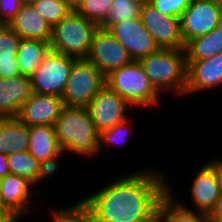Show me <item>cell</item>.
Wrapping results in <instances>:
<instances>
[{
    "mask_svg": "<svg viewBox=\"0 0 222 222\" xmlns=\"http://www.w3.org/2000/svg\"><path fill=\"white\" fill-rule=\"evenodd\" d=\"M111 7L105 21L99 26L107 30L119 21L140 17L142 3L137 0H112Z\"/></svg>",
    "mask_w": 222,
    "mask_h": 222,
    "instance_id": "cb8c5ba5",
    "label": "cell"
},
{
    "mask_svg": "<svg viewBox=\"0 0 222 222\" xmlns=\"http://www.w3.org/2000/svg\"><path fill=\"white\" fill-rule=\"evenodd\" d=\"M22 5L32 4L35 0H19Z\"/></svg>",
    "mask_w": 222,
    "mask_h": 222,
    "instance_id": "ab89813d",
    "label": "cell"
},
{
    "mask_svg": "<svg viewBox=\"0 0 222 222\" xmlns=\"http://www.w3.org/2000/svg\"><path fill=\"white\" fill-rule=\"evenodd\" d=\"M210 222H222V194H220L213 210L208 215Z\"/></svg>",
    "mask_w": 222,
    "mask_h": 222,
    "instance_id": "e575fe53",
    "label": "cell"
},
{
    "mask_svg": "<svg viewBox=\"0 0 222 222\" xmlns=\"http://www.w3.org/2000/svg\"><path fill=\"white\" fill-rule=\"evenodd\" d=\"M222 22V7L214 0H191L180 18L181 36L190 40L209 33Z\"/></svg>",
    "mask_w": 222,
    "mask_h": 222,
    "instance_id": "ba28073f",
    "label": "cell"
},
{
    "mask_svg": "<svg viewBox=\"0 0 222 222\" xmlns=\"http://www.w3.org/2000/svg\"><path fill=\"white\" fill-rule=\"evenodd\" d=\"M222 86V52L199 61H187L185 95Z\"/></svg>",
    "mask_w": 222,
    "mask_h": 222,
    "instance_id": "9a60e30c",
    "label": "cell"
},
{
    "mask_svg": "<svg viewBox=\"0 0 222 222\" xmlns=\"http://www.w3.org/2000/svg\"><path fill=\"white\" fill-rule=\"evenodd\" d=\"M7 25L21 39L50 42L52 27L35 11L32 4L22 5L20 11Z\"/></svg>",
    "mask_w": 222,
    "mask_h": 222,
    "instance_id": "ac0fdd59",
    "label": "cell"
},
{
    "mask_svg": "<svg viewBox=\"0 0 222 222\" xmlns=\"http://www.w3.org/2000/svg\"><path fill=\"white\" fill-rule=\"evenodd\" d=\"M130 173L81 199L97 222H149L156 217L168 193L164 173L151 168Z\"/></svg>",
    "mask_w": 222,
    "mask_h": 222,
    "instance_id": "6da1fadb",
    "label": "cell"
},
{
    "mask_svg": "<svg viewBox=\"0 0 222 222\" xmlns=\"http://www.w3.org/2000/svg\"><path fill=\"white\" fill-rule=\"evenodd\" d=\"M170 185L168 182V193L161 200L157 210L158 222H210L208 215L193 211L188 205L176 200L173 192L175 190Z\"/></svg>",
    "mask_w": 222,
    "mask_h": 222,
    "instance_id": "d6986e66",
    "label": "cell"
},
{
    "mask_svg": "<svg viewBox=\"0 0 222 222\" xmlns=\"http://www.w3.org/2000/svg\"><path fill=\"white\" fill-rule=\"evenodd\" d=\"M99 26L81 16L75 9L52 27L50 50L85 59L88 56L92 38Z\"/></svg>",
    "mask_w": 222,
    "mask_h": 222,
    "instance_id": "5b68a950",
    "label": "cell"
},
{
    "mask_svg": "<svg viewBox=\"0 0 222 222\" xmlns=\"http://www.w3.org/2000/svg\"><path fill=\"white\" fill-rule=\"evenodd\" d=\"M222 7V0H214Z\"/></svg>",
    "mask_w": 222,
    "mask_h": 222,
    "instance_id": "b9f144b4",
    "label": "cell"
},
{
    "mask_svg": "<svg viewBox=\"0 0 222 222\" xmlns=\"http://www.w3.org/2000/svg\"><path fill=\"white\" fill-rule=\"evenodd\" d=\"M62 148L56 140L54 125L29 127L28 152L38 161L59 155Z\"/></svg>",
    "mask_w": 222,
    "mask_h": 222,
    "instance_id": "44dd1931",
    "label": "cell"
},
{
    "mask_svg": "<svg viewBox=\"0 0 222 222\" xmlns=\"http://www.w3.org/2000/svg\"><path fill=\"white\" fill-rule=\"evenodd\" d=\"M197 171L190 187L191 202L196 208L193 211L209 215L221 194L217 159L208 161Z\"/></svg>",
    "mask_w": 222,
    "mask_h": 222,
    "instance_id": "5bb4252c",
    "label": "cell"
},
{
    "mask_svg": "<svg viewBox=\"0 0 222 222\" xmlns=\"http://www.w3.org/2000/svg\"><path fill=\"white\" fill-rule=\"evenodd\" d=\"M106 85L136 108L160 105V93L146 76L139 61H132L105 77Z\"/></svg>",
    "mask_w": 222,
    "mask_h": 222,
    "instance_id": "277c9868",
    "label": "cell"
},
{
    "mask_svg": "<svg viewBox=\"0 0 222 222\" xmlns=\"http://www.w3.org/2000/svg\"><path fill=\"white\" fill-rule=\"evenodd\" d=\"M32 6L51 27L55 26L74 9L66 0H35Z\"/></svg>",
    "mask_w": 222,
    "mask_h": 222,
    "instance_id": "d4e9b609",
    "label": "cell"
},
{
    "mask_svg": "<svg viewBox=\"0 0 222 222\" xmlns=\"http://www.w3.org/2000/svg\"><path fill=\"white\" fill-rule=\"evenodd\" d=\"M217 175L219 178L220 193L222 194V160L217 158Z\"/></svg>",
    "mask_w": 222,
    "mask_h": 222,
    "instance_id": "74e56055",
    "label": "cell"
},
{
    "mask_svg": "<svg viewBox=\"0 0 222 222\" xmlns=\"http://www.w3.org/2000/svg\"><path fill=\"white\" fill-rule=\"evenodd\" d=\"M10 174L26 177L32 183L35 181L39 162L28 152H18L7 155Z\"/></svg>",
    "mask_w": 222,
    "mask_h": 222,
    "instance_id": "484cf974",
    "label": "cell"
},
{
    "mask_svg": "<svg viewBox=\"0 0 222 222\" xmlns=\"http://www.w3.org/2000/svg\"><path fill=\"white\" fill-rule=\"evenodd\" d=\"M19 0H0V24H8L20 11Z\"/></svg>",
    "mask_w": 222,
    "mask_h": 222,
    "instance_id": "d6a6232c",
    "label": "cell"
},
{
    "mask_svg": "<svg viewBox=\"0 0 222 222\" xmlns=\"http://www.w3.org/2000/svg\"><path fill=\"white\" fill-rule=\"evenodd\" d=\"M0 222H18V221L0 204Z\"/></svg>",
    "mask_w": 222,
    "mask_h": 222,
    "instance_id": "8d00e7d4",
    "label": "cell"
},
{
    "mask_svg": "<svg viewBox=\"0 0 222 222\" xmlns=\"http://www.w3.org/2000/svg\"><path fill=\"white\" fill-rule=\"evenodd\" d=\"M85 59L105 77L133 61L120 42L107 30L101 28L94 34L88 56Z\"/></svg>",
    "mask_w": 222,
    "mask_h": 222,
    "instance_id": "9c48e42d",
    "label": "cell"
},
{
    "mask_svg": "<svg viewBox=\"0 0 222 222\" xmlns=\"http://www.w3.org/2000/svg\"><path fill=\"white\" fill-rule=\"evenodd\" d=\"M138 2L142 4L150 3L151 0H137Z\"/></svg>",
    "mask_w": 222,
    "mask_h": 222,
    "instance_id": "60d3db41",
    "label": "cell"
},
{
    "mask_svg": "<svg viewBox=\"0 0 222 222\" xmlns=\"http://www.w3.org/2000/svg\"><path fill=\"white\" fill-rule=\"evenodd\" d=\"M52 213L53 222H97L93 213L84 205L82 201H77L74 205L54 209Z\"/></svg>",
    "mask_w": 222,
    "mask_h": 222,
    "instance_id": "4316f807",
    "label": "cell"
},
{
    "mask_svg": "<svg viewBox=\"0 0 222 222\" xmlns=\"http://www.w3.org/2000/svg\"><path fill=\"white\" fill-rule=\"evenodd\" d=\"M64 151H62L59 155H56L52 158L46 159L44 161L39 162V170L35 181L32 183L33 186L38 185L45 180V178L54 176L56 172L59 170L58 159L64 156Z\"/></svg>",
    "mask_w": 222,
    "mask_h": 222,
    "instance_id": "1f68e13d",
    "label": "cell"
},
{
    "mask_svg": "<svg viewBox=\"0 0 222 222\" xmlns=\"http://www.w3.org/2000/svg\"><path fill=\"white\" fill-rule=\"evenodd\" d=\"M63 107L59 96L33 93L21 106L16 118L28 127L54 125Z\"/></svg>",
    "mask_w": 222,
    "mask_h": 222,
    "instance_id": "2e32d148",
    "label": "cell"
},
{
    "mask_svg": "<svg viewBox=\"0 0 222 222\" xmlns=\"http://www.w3.org/2000/svg\"><path fill=\"white\" fill-rule=\"evenodd\" d=\"M132 106L105 85L86 107L99 133L108 130L130 116L126 111Z\"/></svg>",
    "mask_w": 222,
    "mask_h": 222,
    "instance_id": "7c38bea8",
    "label": "cell"
},
{
    "mask_svg": "<svg viewBox=\"0 0 222 222\" xmlns=\"http://www.w3.org/2000/svg\"><path fill=\"white\" fill-rule=\"evenodd\" d=\"M140 18L159 48L185 49L180 18L164 15L150 3L142 5Z\"/></svg>",
    "mask_w": 222,
    "mask_h": 222,
    "instance_id": "30bf717a",
    "label": "cell"
},
{
    "mask_svg": "<svg viewBox=\"0 0 222 222\" xmlns=\"http://www.w3.org/2000/svg\"><path fill=\"white\" fill-rule=\"evenodd\" d=\"M149 222H158V221H157V218L155 217L153 220H151Z\"/></svg>",
    "mask_w": 222,
    "mask_h": 222,
    "instance_id": "7bdbcfd3",
    "label": "cell"
},
{
    "mask_svg": "<svg viewBox=\"0 0 222 222\" xmlns=\"http://www.w3.org/2000/svg\"><path fill=\"white\" fill-rule=\"evenodd\" d=\"M154 88L180 98L185 95L187 59L185 49H161L138 60ZM182 95V96H181Z\"/></svg>",
    "mask_w": 222,
    "mask_h": 222,
    "instance_id": "3957f363",
    "label": "cell"
},
{
    "mask_svg": "<svg viewBox=\"0 0 222 222\" xmlns=\"http://www.w3.org/2000/svg\"><path fill=\"white\" fill-rule=\"evenodd\" d=\"M107 31L120 42L134 61L159 49L140 17L119 21L112 24Z\"/></svg>",
    "mask_w": 222,
    "mask_h": 222,
    "instance_id": "8fae6325",
    "label": "cell"
},
{
    "mask_svg": "<svg viewBox=\"0 0 222 222\" xmlns=\"http://www.w3.org/2000/svg\"><path fill=\"white\" fill-rule=\"evenodd\" d=\"M76 60L72 56L49 50L30 77L33 93L61 97Z\"/></svg>",
    "mask_w": 222,
    "mask_h": 222,
    "instance_id": "52a82bcc",
    "label": "cell"
},
{
    "mask_svg": "<svg viewBox=\"0 0 222 222\" xmlns=\"http://www.w3.org/2000/svg\"><path fill=\"white\" fill-rule=\"evenodd\" d=\"M21 75L17 60H0V77L8 78Z\"/></svg>",
    "mask_w": 222,
    "mask_h": 222,
    "instance_id": "836d02e7",
    "label": "cell"
},
{
    "mask_svg": "<svg viewBox=\"0 0 222 222\" xmlns=\"http://www.w3.org/2000/svg\"><path fill=\"white\" fill-rule=\"evenodd\" d=\"M49 50V42L21 39L17 53L20 74L30 78Z\"/></svg>",
    "mask_w": 222,
    "mask_h": 222,
    "instance_id": "603a6c76",
    "label": "cell"
},
{
    "mask_svg": "<svg viewBox=\"0 0 222 222\" xmlns=\"http://www.w3.org/2000/svg\"><path fill=\"white\" fill-rule=\"evenodd\" d=\"M73 8H75L83 0H66Z\"/></svg>",
    "mask_w": 222,
    "mask_h": 222,
    "instance_id": "f35d334b",
    "label": "cell"
},
{
    "mask_svg": "<svg viewBox=\"0 0 222 222\" xmlns=\"http://www.w3.org/2000/svg\"><path fill=\"white\" fill-rule=\"evenodd\" d=\"M105 85V76L92 63L77 59L61 96L64 106L86 108Z\"/></svg>",
    "mask_w": 222,
    "mask_h": 222,
    "instance_id": "8992f818",
    "label": "cell"
},
{
    "mask_svg": "<svg viewBox=\"0 0 222 222\" xmlns=\"http://www.w3.org/2000/svg\"><path fill=\"white\" fill-rule=\"evenodd\" d=\"M33 94L31 79L23 75L0 77V118H16Z\"/></svg>",
    "mask_w": 222,
    "mask_h": 222,
    "instance_id": "e0dca14e",
    "label": "cell"
},
{
    "mask_svg": "<svg viewBox=\"0 0 222 222\" xmlns=\"http://www.w3.org/2000/svg\"><path fill=\"white\" fill-rule=\"evenodd\" d=\"M29 127L17 118H0V153L28 151Z\"/></svg>",
    "mask_w": 222,
    "mask_h": 222,
    "instance_id": "ffe728a7",
    "label": "cell"
},
{
    "mask_svg": "<svg viewBox=\"0 0 222 222\" xmlns=\"http://www.w3.org/2000/svg\"><path fill=\"white\" fill-rule=\"evenodd\" d=\"M10 174L8 168L7 155L0 153V178Z\"/></svg>",
    "mask_w": 222,
    "mask_h": 222,
    "instance_id": "d590c367",
    "label": "cell"
},
{
    "mask_svg": "<svg viewBox=\"0 0 222 222\" xmlns=\"http://www.w3.org/2000/svg\"><path fill=\"white\" fill-rule=\"evenodd\" d=\"M187 61H199L222 52V22L209 33L190 40L185 45Z\"/></svg>",
    "mask_w": 222,
    "mask_h": 222,
    "instance_id": "7402d4cb",
    "label": "cell"
},
{
    "mask_svg": "<svg viewBox=\"0 0 222 222\" xmlns=\"http://www.w3.org/2000/svg\"><path fill=\"white\" fill-rule=\"evenodd\" d=\"M54 129L56 140L65 153L86 158L98 154L100 133L87 108L64 106Z\"/></svg>",
    "mask_w": 222,
    "mask_h": 222,
    "instance_id": "7a4b0ae2",
    "label": "cell"
},
{
    "mask_svg": "<svg viewBox=\"0 0 222 222\" xmlns=\"http://www.w3.org/2000/svg\"><path fill=\"white\" fill-rule=\"evenodd\" d=\"M112 0H83L74 9L83 17L100 26L106 19Z\"/></svg>",
    "mask_w": 222,
    "mask_h": 222,
    "instance_id": "83f0119b",
    "label": "cell"
},
{
    "mask_svg": "<svg viewBox=\"0 0 222 222\" xmlns=\"http://www.w3.org/2000/svg\"><path fill=\"white\" fill-rule=\"evenodd\" d=\"M132 123H130V118L125 120L124 122L118 123L115 126L111 127L108 130H104L100 133L99 136V148L98 153H100L101 149L110 150V148L116 145H120L127 142L126 138L129 134L133 133L131 130L133 128ZM131 132V133H130Z\"/></svg>",
    "mask_w": 222,
    "mask_h": 222,
    "instance_id": "f1b7e54d",
    "label": "cell"
},
{
    "mask_svg": "<svg viewBox=\"0 0 222 222\" xmlns=\"http://www.w3.org/2000/svg\"><path fill=\"white\" fill-rule=\"evenodd\" d=\"M190 2L191 0H151L150 4L164 15L181 18Z\"/></svg>",
    "mask_w": 222,
    "mask_h": 222,
    "instance_id": "4dcf8cb0",
    "label": "cell"
},
{
    "mask_svg": "<svg viewBox=\"0 0 222 222\" xmlns=\"http://www.w3.org/2000/svg\"><path fill=\"white\" fill-rule=\"evenodd\" d=\"M20 41L7 24H0V60H17Z\"/></svg>",
    "mask_w": 222,
    "mask_h": 222,
    "instance_id": "f546056e",
    "label": "cell"
},
{
    "mask_svg": "<svg viewBox=\"0 0 222 222\" xmlns=\"http://www.w3.org/2000/svg\"><path fill=\"white\" fill-rule=\"evenodd\" d=\"M33 184L26 177L8 174L0 178V204L20 222L31 213ZM29 213V214H28ZM23 217V218H22Z\"/></svg>",
    "mask_w": 222,
    "mask_h": 222,
    "instance_id": "4fadbf2b",
    "label": "cell"
}]
</instances>
